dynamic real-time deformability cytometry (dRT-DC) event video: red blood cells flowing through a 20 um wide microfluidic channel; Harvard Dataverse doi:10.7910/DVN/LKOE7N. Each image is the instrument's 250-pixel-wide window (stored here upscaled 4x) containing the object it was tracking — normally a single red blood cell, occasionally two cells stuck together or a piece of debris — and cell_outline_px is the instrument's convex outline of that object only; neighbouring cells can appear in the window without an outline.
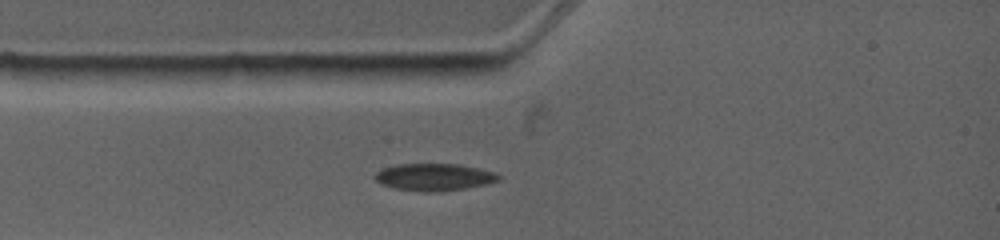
{"species": "common noctule bat (a hibernating species)", "species_latin": "Nyctalus noctula", "temperature_condition": "warm", "stored_images_in_passage": 6, "camera_frame_rate_fps": 4500, "um_per_image_px": 0.085, "animal": {"sex": "female", "body_mass_g": 19.0, "forearm_length_mm": 53.3}, "frame": {"image": 1, "passage_image": 1, "time_ms": 0.0, "image_size_px": [1000, 240], "cell_outline_px": [[500, 180], [488, 184], [464, 188], [436, 192], [420, 192], [396, 188], [380, 184], [372, 176], [376, 172], [384, 168], [396, 164], [460, 164], [496, 172], [500, 176]], "centroid_in_image_um": [36.9, 15.05], "position_along_channel_um": 48.1, "area_um2": 19.71}}
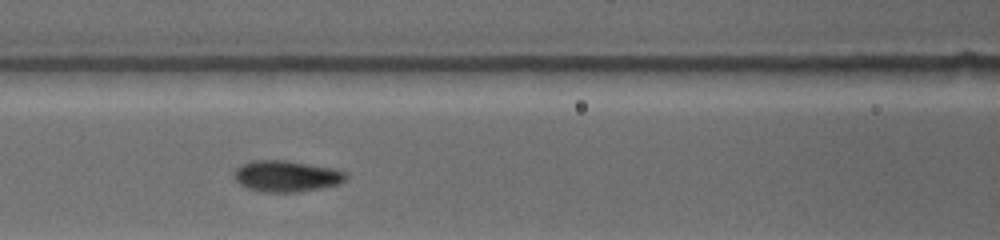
{"frame": {"image": 2, "passage_image": 4, "time_ms": 2.444, "image_size_px": [1000, 240], "cell_outline_px": [[348, 176], [340, 184], [320, 188], [296, 192], [260, 192], [248, 188], [240, 184], [236, 180], [236, 168], [244, 164], [256, 160], [284, 160], [332, 168], [344, 172]], "centroid_in_image_um": [24.36, 14.98], "position_along_channel_um": 142.2, "area_um2": 20.0}}
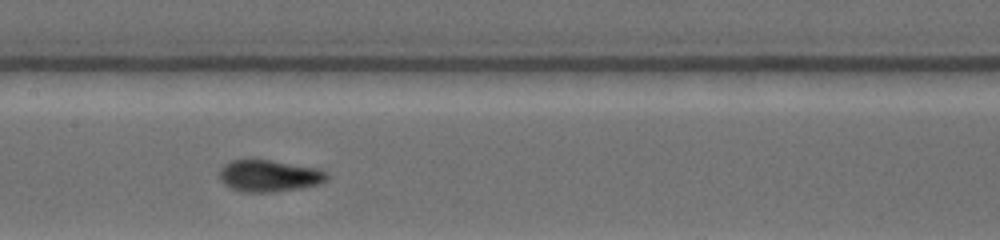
{"frame": {"image": 3, "passage_image": 5, "time_ms": 3.556, "image_size_px": [1000, 240], "cell_outline_px": [[328, 180], [320, 184], [300, 188], [272, 192], [240, 192], [228, 188], [220, 180], [220, 168], [224, 164], [232, 160], [272, 160], [316, 168], [328, 172]], "centroid_in_image_um": [22.87, 14.96], "position_along_channel_um": 184.5, "area_um2": 20.06}}